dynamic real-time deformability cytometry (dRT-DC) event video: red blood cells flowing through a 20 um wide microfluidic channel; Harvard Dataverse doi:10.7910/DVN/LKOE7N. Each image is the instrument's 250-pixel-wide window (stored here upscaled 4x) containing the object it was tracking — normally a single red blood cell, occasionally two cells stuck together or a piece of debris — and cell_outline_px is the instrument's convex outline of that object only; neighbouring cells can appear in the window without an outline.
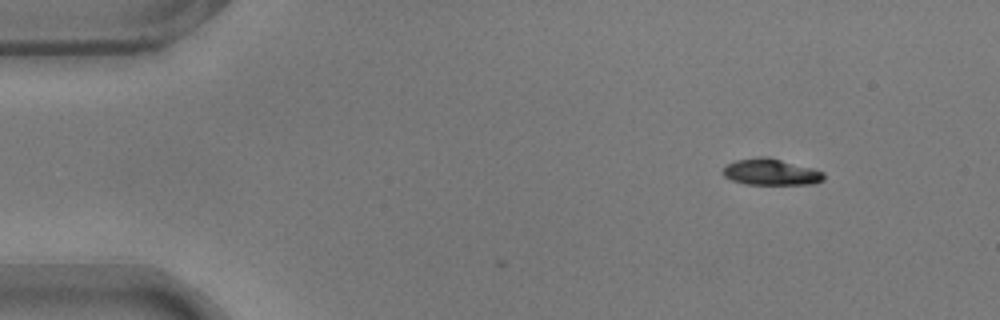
{"species": "common noctule bat (a hibernating species)", "species_latin": "Nyctalus noctula", "temperature_condition": "warm", "stored_images_in_passage": 2, "camera_frame_rate_fps": 3000, "um_per_image_px": 0.085, "animal": {"sex": "male", "body_mass_g": 17.9}, "frame": {"image": 1, "passage_image": 2, "time_ms": 0.333, "image_size_px": [1000, 320], "cell_outline_px": [[824, 180], [816, 184], [744, 184], [732, 180], [724, 176], [720, 172], [728, 164], [736, 160], [760, 156], [768, 156], [812, 168], [824, 172]], "centroid_in_image_um": [65.53, 14.62], "position_along_channel_um": 19.5, "area_um2": 15.61}}